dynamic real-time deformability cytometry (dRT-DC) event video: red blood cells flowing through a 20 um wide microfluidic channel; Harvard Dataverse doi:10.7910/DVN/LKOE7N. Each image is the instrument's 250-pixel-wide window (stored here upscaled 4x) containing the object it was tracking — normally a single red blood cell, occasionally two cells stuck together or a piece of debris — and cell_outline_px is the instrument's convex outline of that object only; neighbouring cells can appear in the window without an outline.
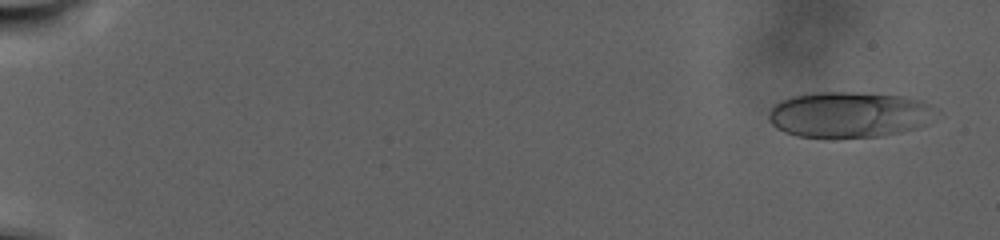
{"species": "human", "species_latin": "Homo sapiens", "temperature_condition": "warm", "stored_images_in_passage": 105, "camera_frame_rate_fps": 3000, "um_per_image_px": 0.085, "donor": {"sex": "male"}, "frame": {"image": 1, "passage_image": 6, "time_ms": 1.667, "image_size_px": [1000, 240], "cell_outline_px": [[944, 116], [916, 128], [884, 136], [832, 140], [796, 136], [784, 132], [776, 128], [768, 120], [768, 112], [780, 100], [792, 96], [812, 92], [856, 92], [904, 96], [920, 100], [940, 108], [944, 112]], "centroid_in_image_um": [72.27, 9.77], "position_along_channel_um": 12.7, "area_um2": 46.59}}
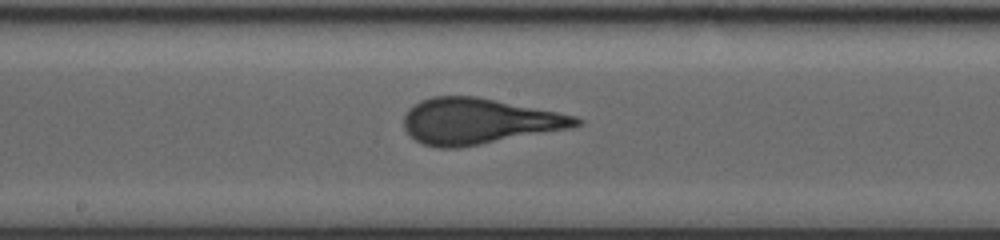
{"frame": {"image": 2, "passage_image": 61, "time_ms": 20.0, "image_size_px": [1000, 240], "cell_outline_px": [[584, 124], [572, 128], [460, 148], [440, 148], [424, 144], [416, 140], [404, 128], [404, 116], [408, 108], [420, 100], [432, 96], [476, 96], [576, 116], [584, 120]], "centroid_in_image_um": [40.7, 10.31], "position_along_channel_um": 207.5, "area_um2": 46.01}}
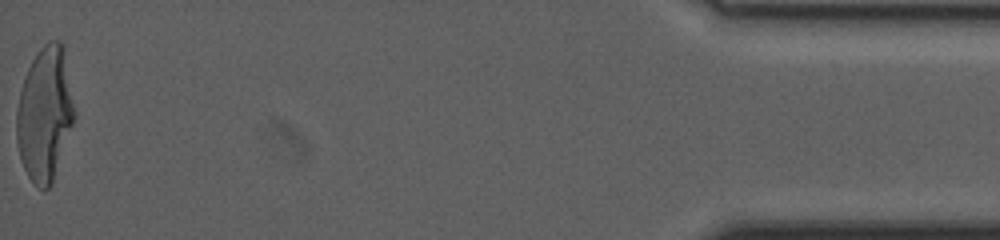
{"frame": {"image": 3, "passage_image": 105, "time_ms": 34.667, "image_size_px": [1000, 240], "cell_outline_px": [[76, 116], [52, 184], [44, 192], [36, 188], [28, 176], [24, 168], [20, 156], [16, 140], [16, 108], [24, 76], [32, 60], [40, 48], [48, 40], [60, 40], [64, 44], [76, 112]], "centroid_in_image_um": [3.83, 9.68], "position_along_channel_um": 431.4, "area_um2": 45.95}}